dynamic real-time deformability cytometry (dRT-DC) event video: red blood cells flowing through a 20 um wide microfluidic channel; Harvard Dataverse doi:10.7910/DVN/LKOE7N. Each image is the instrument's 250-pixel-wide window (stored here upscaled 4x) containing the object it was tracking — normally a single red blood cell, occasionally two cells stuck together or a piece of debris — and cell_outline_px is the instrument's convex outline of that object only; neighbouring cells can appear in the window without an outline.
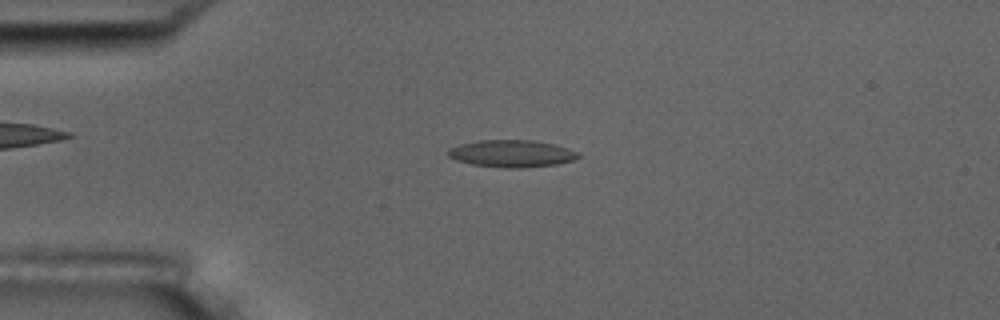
{"species": "common noctule bat (a hibernating species)", "species_latin": "Nyctalus noctula", "temperature_condition": "room temperature", "stored_images_in_passage": 4, "camera_frame_rate_fps": 3000, "um_per_image_px": 0.085, "animal": {"sex": "male", "body_mass_g": 17.5, "forearm_length_mm": 52.3}, "frame": {"image": 1, "passage_image": 3, "time_ms": 2.333, "image_size_px": [1000, 320], "cell_outline_px": [[580, 156], [572, 160], [556, 164], [520, 168], [504, 168], [472, 164], [456, 160], [448, 156], [444, 152], [448, 148], [460, 144], [480, 140], [532, 140], [552, 144], [568, 148], [576, 152]], "centroid_in_image_um": [43.42, 13.05], "position_along_channel_um": 41.6, "area_um2": 20.52}}